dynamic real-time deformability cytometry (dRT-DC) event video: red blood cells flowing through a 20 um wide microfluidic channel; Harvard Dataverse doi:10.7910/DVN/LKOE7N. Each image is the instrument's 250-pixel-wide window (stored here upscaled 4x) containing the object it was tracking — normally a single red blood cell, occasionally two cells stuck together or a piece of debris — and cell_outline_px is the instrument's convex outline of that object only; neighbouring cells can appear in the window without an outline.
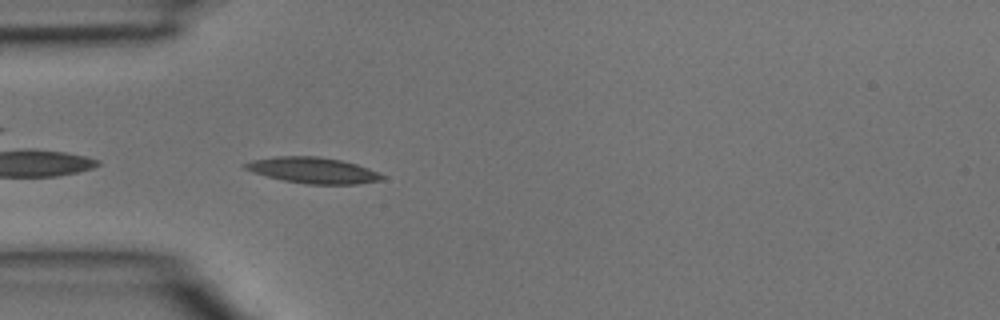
{"species": "common noctule bat (a hibernating species)", "species_latin": "Nyctalus noctula", "temperature_condition": "room temperature", "stored_images_in_passage": 4, "camera_frame_rate_fps": 3000, "um_per_image_px": 0.085, "animal": {"sex": "male", "body_mass_g": 15.6}, "frame": {"image": 1, "passage_image": 4, "time_ms": 1.0, "image_size_px": [1000, 320], "cell_outline_px": [[384, 180], [356, 184], [308, 184], [284, 180], [252, 172], [244, 168], [240, 164], [252, 160], [276, 156], [320, 156], [340, 160], [356, 164], [368, 168], [384, 176]], "centroid_in_image_um": [26.58, 14.47], "position_along_channel_um": 58.4, "area_um2": 20.63}}